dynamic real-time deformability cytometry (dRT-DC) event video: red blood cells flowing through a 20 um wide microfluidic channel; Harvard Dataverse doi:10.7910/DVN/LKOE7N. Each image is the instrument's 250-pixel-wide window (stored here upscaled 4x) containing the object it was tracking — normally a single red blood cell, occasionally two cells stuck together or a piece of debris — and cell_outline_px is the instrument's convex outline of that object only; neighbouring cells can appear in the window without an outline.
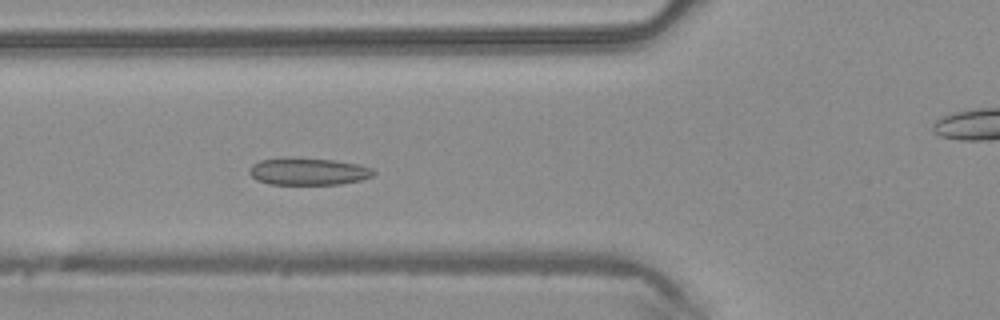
{"species": "common noctule bat (a hibernating species)", "species_latin": "Nyctalus noctula", "temperature_condition": "warm", "stored_images_in_passage": 49, "camera_frame_rate_fps": 3000, "um_per_image_px": 0.085, "animal": {"sex": "male", "body_mass_g": 20.4}, "frame": {"image": 1, "passage_image": 18, "time_ms": 5.667, "image_size_px": [1000, 320], "cell_outline_px": [[376, 172], [372, 176], [360, 180], [340, 184], [268, 184], [256, 180], [248, 172], [248, 168], [252, 164], [260, 160], [336, 160], [360, 164], [372, 168]], "centroid_in_image_um": [26.23, 14.61], "position_along_channel_um": 99.6, "area_um2": 19.02}}
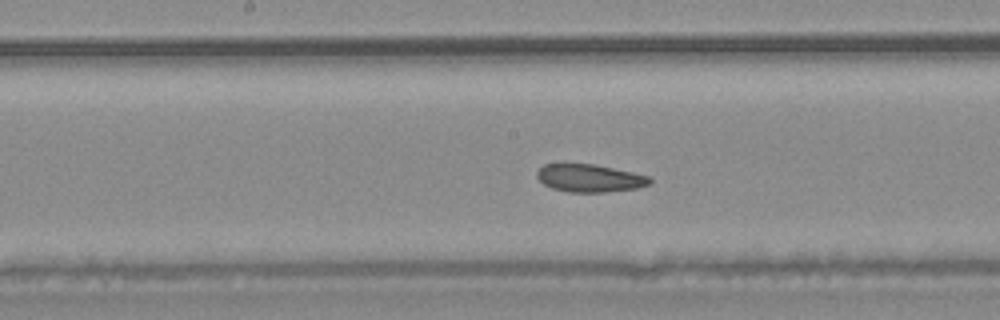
{"frame": {"image": 2, "passage_image": 25, "time_ms": 8.0, "image_size_px": [1000, 320], "cell_outline_px": [[652, 184], [636, 188], [604, 192], [568, 192], [552, 188], [544, 184], [536, 176], [536, 172], [544, 164], [596, 164], [632, 172], [648, 176], [652, 180]], "centroid_in_image_um": [50.12, 15.14], "position_along_channel_um": 198.1, "area_um2": 18.21}}
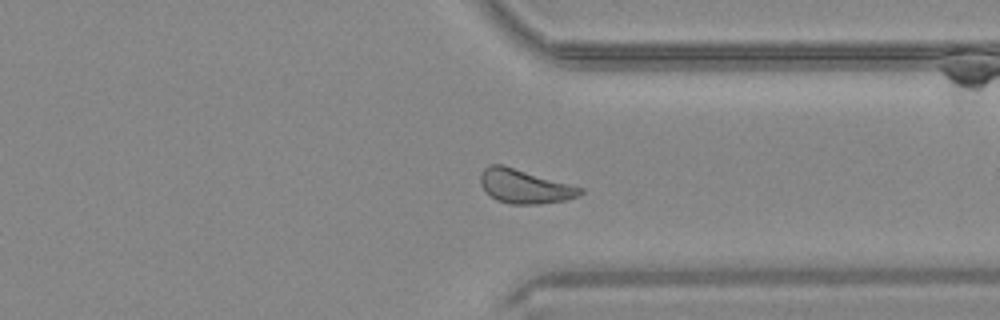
{"frame": {"image": 3, "passage_image": 37, "time_ms": 12.0, "image_size_px": [1000, 320], "cell_outline_px": [[584, 192], [576, 196], [564, 200], [536, 204], [508, 204], [496, 200], [480, 184], [480, 176], [484, 168], [492, 164], [504, 164], [584, 188]], "centroid_in_image_um": [44.59, 15.82], "position_along_channel_um": 366.8, "area_um2": 19.71}, "authors_computed_cell_mechanics": {"area_um2": 19.941, "velocity_mm_per_s": 4.2101, "shape_relaxation_time_tau1_ms": 10.4216, "shape_relaxation_time_tau2_ms": 2.3969, "deformation_change_tau1": 0.1879, "deformation_change_tau2": 0.0612}}